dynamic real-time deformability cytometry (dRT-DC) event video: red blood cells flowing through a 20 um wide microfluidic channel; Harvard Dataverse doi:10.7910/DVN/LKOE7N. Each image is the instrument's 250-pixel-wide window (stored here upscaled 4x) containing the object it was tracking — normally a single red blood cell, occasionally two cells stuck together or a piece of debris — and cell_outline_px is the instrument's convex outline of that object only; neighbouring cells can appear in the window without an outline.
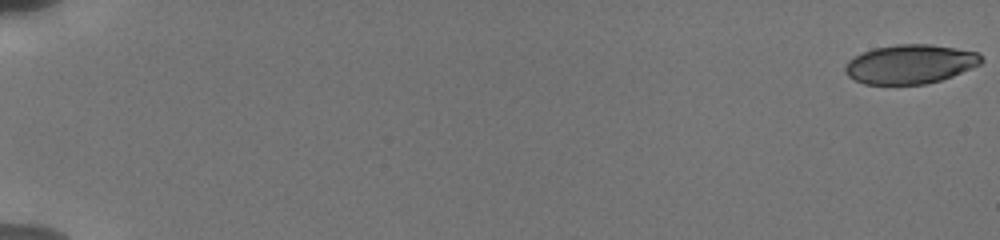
{"species": "human", "species_latin": "Homo sapiens", "temperature_condition": "cold", "stored_images_in_passage": 22, "camera_frame_rate_fps": 3000, "um_per_image_px": 0.085, "donor": {"sex": "male"}, "frame": {"image": 1, "passage_image": 1, "time_ms": 0.0, "image_size_px": [1000, 240], "cell_outline_px": [[984, 60], [980, 64], [972, 68], [952, 76], [940, 80], [924, 84], [864, 84], [848, 76], [844, 72], [844, 68], [848, 60], [864, 52], [876, 48], [896, 44], [932, 44], [956, 48], [976, 52]], "centroid_in_image_um": [77.37, 5.45], "position_along_channel_um": 7.6, "area_um2": 30.87}}
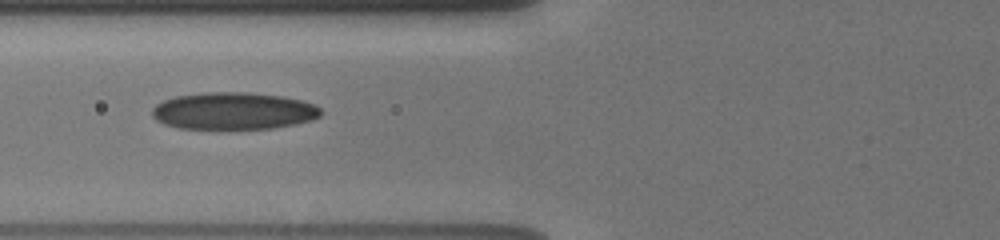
{"frame": {"image": 2, "passage_image": 16, "time_ms": 8.0, "image_size_px": [1000, 240], "cell_outline_px": [[324, 112], [320, 116], [312, 120], [276, 128], [180, 128], [164, 124], [156, 120], [152, 116], [152, 108], [156, 104], [164, 100], [176, 96], [204, 92], [248, 92], [280, 96], [304, 100], [320, 108]], "centroid_in_image_um": [19.86, 9.42], "position_along_channel_um": 105.9, "area_um2": 36.53}}
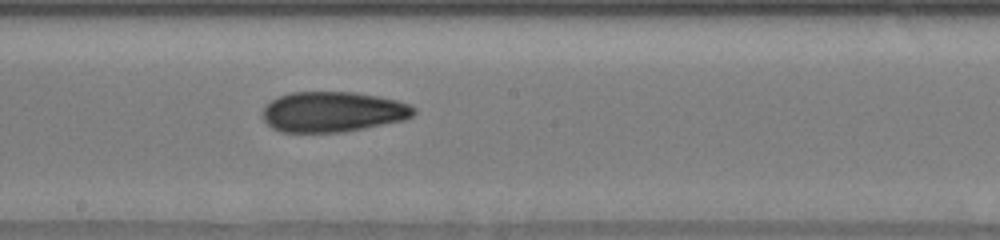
{"frame": {"image": 3, "passage_image": 22, "time_ms": 11.0, "image_size_px": [1000, 240], "cell_outline_px": [[416, 112], [412, 116], [404, 120], [344, 132], [280, 132], [272, 128], [264, 120], [264, 108], [272, 100], [280, 96], [292, 92], [356, 92], [380, 96], [396, 100], [408, 104], [416, 108]], "centroid_in_image_um": [28.32, 9.5], "position_along_channel_um": 219.9, "area_um2": 35.49}}